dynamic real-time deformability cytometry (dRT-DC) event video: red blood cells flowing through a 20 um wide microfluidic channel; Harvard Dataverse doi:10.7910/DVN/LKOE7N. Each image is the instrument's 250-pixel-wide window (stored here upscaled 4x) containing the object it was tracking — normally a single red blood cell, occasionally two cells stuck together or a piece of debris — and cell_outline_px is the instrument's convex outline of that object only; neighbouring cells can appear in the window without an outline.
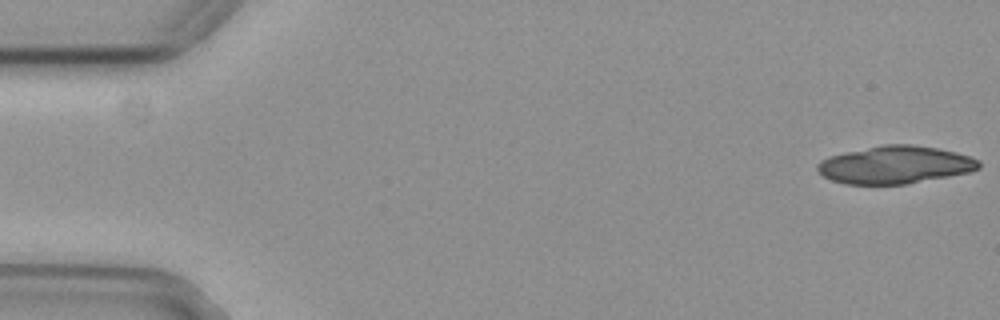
{"species": "common noctule bat (a hibernating species)", "species_latin": "Nyctalus noctula", "temperature_condition": "cold", "stored_images_in_passage": 10, "camera_frame_rate_fps": 3000, "um_per_image_px": 0.085, "animal": {"sex": "female", "body_mass_g": 29.2, "forearm_length_mm": 56.3}, "frame": {"image": 1, "passage_image": 1, "time_ms": 0.0, "image_size_px": [1000, 320], "cell_outline_px": [[980, 168], [968, 172], [908, 184], [844, 184], [832, 180], [824, 176], [816, 168], [816, 164], [820, 160], [828, 156], [844, 152], [884, 144], [912, 144], [936, 148], [956, 152], [980, 160]], "centroid_in_image_um": [76.06, 14.01], "position_along_channel_um": 8.9, "area_um2": 35.43}}